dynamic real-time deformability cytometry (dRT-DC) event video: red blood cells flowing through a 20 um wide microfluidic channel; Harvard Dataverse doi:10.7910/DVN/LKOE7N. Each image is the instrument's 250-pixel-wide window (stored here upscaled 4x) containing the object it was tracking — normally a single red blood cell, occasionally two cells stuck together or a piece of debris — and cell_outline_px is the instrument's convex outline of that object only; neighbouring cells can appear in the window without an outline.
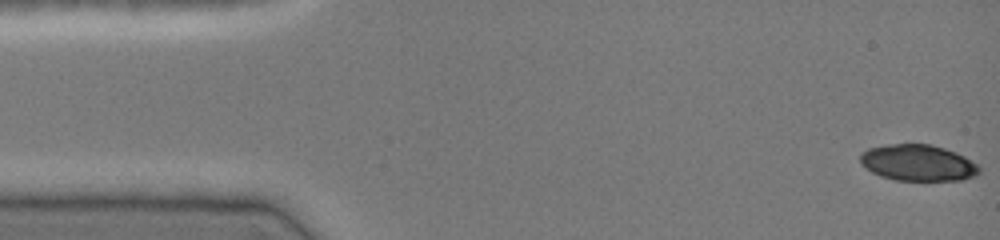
{"species": "common noctule bat (a hibernating species)", "species_latin": "Nyctalus noctula", "temperature_condition": "cold", "stored_images_in_passage": 46, "camera_frame_rate_fps": 3000, "um_per_image_px": 0.085, "animal": {"sex": "female", "body_mass_g": 19.0, "forearm_length_mm": 51.5}, "frame": {"image": 1, "passage_image": 1, "time_ms": 0.0, "image_size_px": [1000, 240], "cell_outline_px": [[980, 172], [976, 176], [960, 180], [896, 180], [880, 176], [872, 172], [860, 160], [860, 152], [868, 148], [888, 144], [932, 144], [956, 152], [964, 156], [976, 164], [980, 168]], "centroid_in_image_um": [78.03, 13.83], "position_along_channel_um": 7.0, "area_um2": 25.09}}
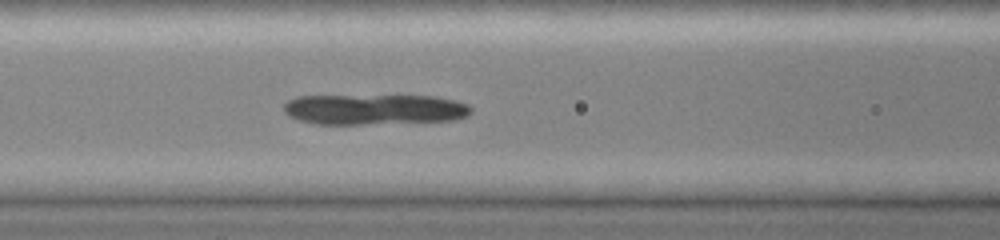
{"frame": {"image": 2, "passage_image": 19, "time_ms": 6.0, "image_size_px": [1000, 240], "cell_outline_px": [[472, 112], [468, 116], [452, 120], [360, 124], [316, 124], [300, 120], [288, 116], [284, 112], [284, 104], [288, 100], [296, 96], [436, 96], [468, 104], [472, 108]], "centroid_in_image_um": [31.8, 9.29], "position_along_channel_um": 134.8, "area_um2": 33.18}}
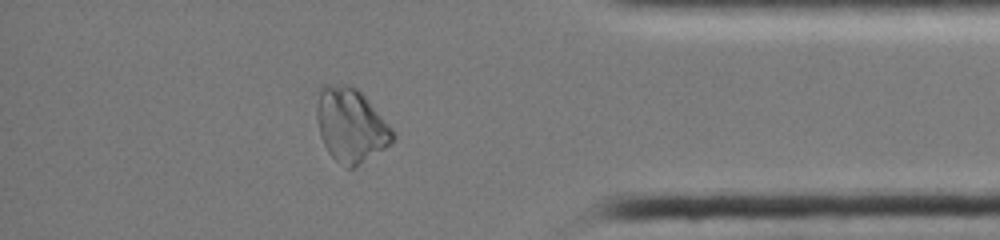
{"frame": {"image": 3, "passage_image": 40, "time_ms": 13.0, "image_size_px": [1000, 240], "cell_outline_px": [[396, 136], [392, 144], [356, 168], [344, 168], [328, 152], [320, 136], [316, 116], [316, 88], [320, 84], [348, 84], [356, 88], [364, 96], [396, 132]], "centroid_in_image_um": [29.8, 10.64], "position_along_channel_um": 405.4, "area_um2": 33.52}}